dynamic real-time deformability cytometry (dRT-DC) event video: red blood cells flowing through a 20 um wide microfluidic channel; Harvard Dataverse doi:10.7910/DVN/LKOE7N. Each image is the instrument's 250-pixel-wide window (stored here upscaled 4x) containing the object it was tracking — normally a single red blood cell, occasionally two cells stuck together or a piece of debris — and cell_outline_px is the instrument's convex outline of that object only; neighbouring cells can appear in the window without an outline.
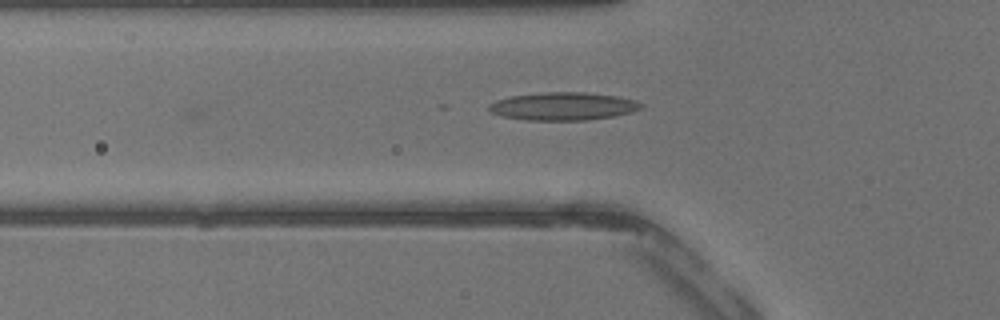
{"species": "common noctule bat (a hibernating species)", "species_latin": "Nyctalus noctula", "temperature_condition": "warm", "stored_images_in_passage": 7, "camera_frame_rate_fps": 3000, "um_per_image_px": 0.085, "animal": {"sex": "male", "body_mass_g": 13.3}, "frame": {"image": 1, "passage_image": 7, "time_ms": 2.0, "image_size_px": [1000, 320], "cell_outline_px": [[644, 108], [632, 112], [612, 116], [588, 120], [524, 120], [504, 116], [492, 112], [488, 108], [488, 104], [496, 100], [512, 96], [544, 92], [584, 92], [616, 96], [636, 100], [644, 104]], "centroid_in_image_um": [47.91, 9.03], "position_along_channel_um": 77.9, "area_um2": 24.74}}